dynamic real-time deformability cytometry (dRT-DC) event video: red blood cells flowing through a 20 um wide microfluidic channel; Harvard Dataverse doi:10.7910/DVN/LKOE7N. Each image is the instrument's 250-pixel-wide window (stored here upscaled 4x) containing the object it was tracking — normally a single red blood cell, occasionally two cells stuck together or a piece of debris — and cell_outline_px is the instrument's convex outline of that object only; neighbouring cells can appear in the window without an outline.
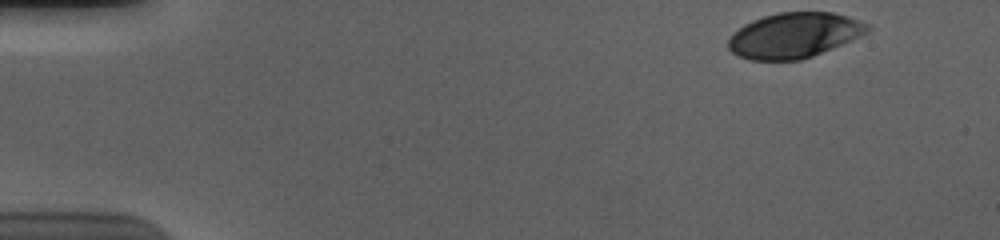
{"species": "human", "species_latin": "Homo sapiens", "temperature_condition": "cold", "stored_images_in_passage": 52, "camera_frame_rate_fps": 3000, "um_per_image_px": 0.085, "donor": {"sex": "male"}, "frame": {"image": 1, "passage_image": 1, "time_ms": 0.0, "image_size_px": [1000, 240], "cell_outline_px": [[872, 28], [868, 32], [812, 56], [800, 60], [748, 60], [736, 56], [728, 48], [728, 40], [732, 32], [744, 24], [752, 20], [776, 12], [832, 12], [848, 16], [868, 24]], "centroid_in_image_um": [67.45, 3.0], "position_along_channel_um": 17.6, "area_um2": 36.65}}
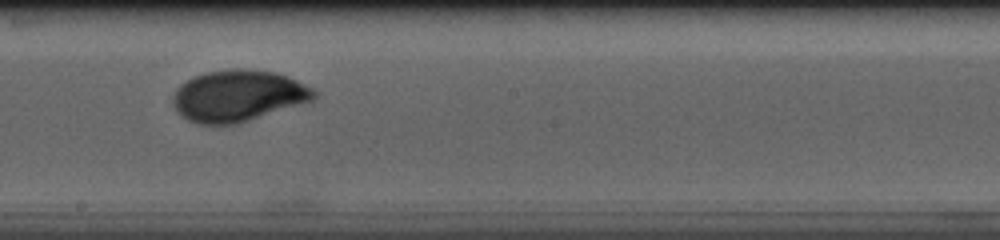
{"frame": {"image": 2, "passage_image": 28, "time_ms": 9.0, "image_size_px": [1000, 240], "cell_outline_px": [[316, 100], [236, 124], [196, 124], [188, 120], [176, 112], [172, 104], [172, 96], [176, 88], [180, 84], [192, 76], [204, 72], [232, 68], [244, 68], [276, 72], [288, 76], [312, 88], [316, 92]], "centroid_in_image_um": [20.21, 8.13], "position_along_channel_um": 228.0, "area_um2": 42.83}}
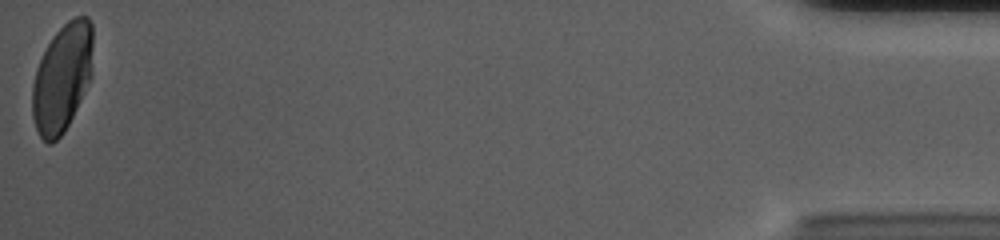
{"frame": {"image": 3, "passage_image": 52, "time_ms": 17.0, "image_size_px": [1000, 240], "cell_outline_px": [[92, 76], [64, 132], [52, 144], [48, 144], [40, 136], [36, 128], [32, 116], [32, 84], [36, 68], [52, 36], [68, 20], [76, 16], [88, 16], [92, 24]], "centroid_in_image_um": [5.28, 6.6], "position_along_channel_um": 429.9, "area_um2": 38.15}, "authors_computed_cell_mechanics": {"area_um2": 39.7953, "velocity_mm_per_s": 3.672, "shape_relaxation_time_tau1_ms": 3.438, "shape_relaxation_time_tau2_ms": null, "deformation_change_tau1": 0.1609, "deformation_change_tau2": null}}